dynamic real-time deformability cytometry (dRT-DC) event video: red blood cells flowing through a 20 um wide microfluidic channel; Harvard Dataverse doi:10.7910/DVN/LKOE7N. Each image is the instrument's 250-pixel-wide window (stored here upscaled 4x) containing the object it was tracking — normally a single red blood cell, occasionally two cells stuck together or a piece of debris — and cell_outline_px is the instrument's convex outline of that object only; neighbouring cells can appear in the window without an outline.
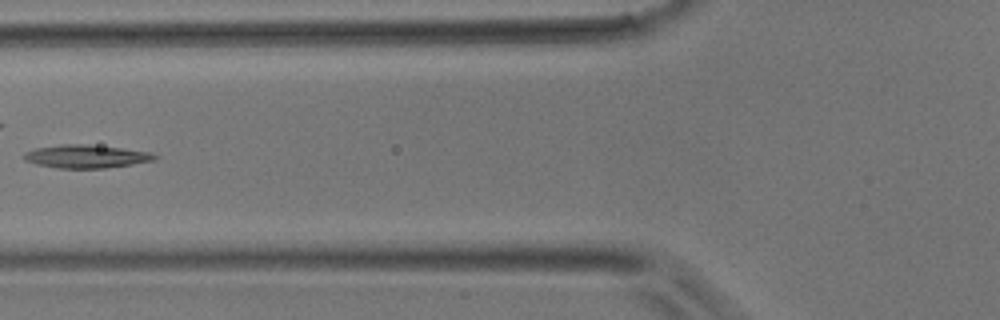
{"species": "common noctule bat (a hibernating species)", "species_latin": "Nyctalus noctula", "temperature_condition": "room temperature", "stored_images_in_passage": 4, "camera_frame_rate_fps": 3000, "um_per_image_px": 0.085, "animal": {"sex": "male", "body_mass_g": 17.9}, "frame": {"image": 1, "passage_image": 4, "time_ms": 1.0, "image_size_px": [1000, 320], "cell_outline_px": [[160, 156], [156, 160], [132, 164], [104, 168], [60, 168], [36, 164], [24, 160], [24, 152], [36, 148], [60, 144], [88, 144], [152, 152]], "centroid_in_image_um": [7.35, 13.29], "position_along_channel_um": 118.4, "area_um2": 17.69}}